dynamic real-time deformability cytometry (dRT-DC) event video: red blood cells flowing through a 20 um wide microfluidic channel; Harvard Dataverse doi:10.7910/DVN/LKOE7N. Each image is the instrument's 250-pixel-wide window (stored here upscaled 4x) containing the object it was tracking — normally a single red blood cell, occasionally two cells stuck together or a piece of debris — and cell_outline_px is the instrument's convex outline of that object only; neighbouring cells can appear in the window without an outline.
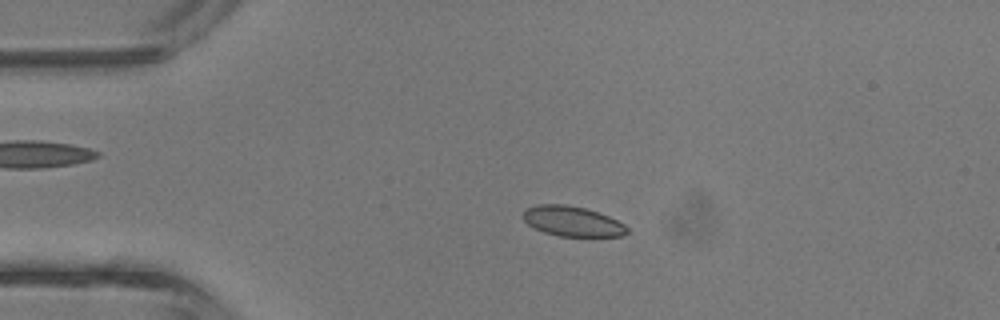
{"species": "common noctule bat (a hibernating species)", "species_latin": "Nyctalus noctula", "temperature_condition": "room temperature", "stored_images_in_passage": 41, "camera_frame_rate_fps": 3000, "um_per_image_px": 0.085, "animal": {"sex": "male", "body_mass_g": 13.3}, "frame": {"image": 1, "passage_image": 9, "time_ms": 2.667, "image_size_px": [1000, 320], "cell_outline_px": [[628, 232], [620, 236], [560, 236], [544, 232], [528, 224], [524, 220], [524, 212], [528, 208], [536, 204], [564, 204], [584, 208], [608, 216], [624, 224], [628, 228]], "centroid_in_image_um": [48.65, 18.81], "position_along_channel_um": 36.3, "area_um2": 17.92}}
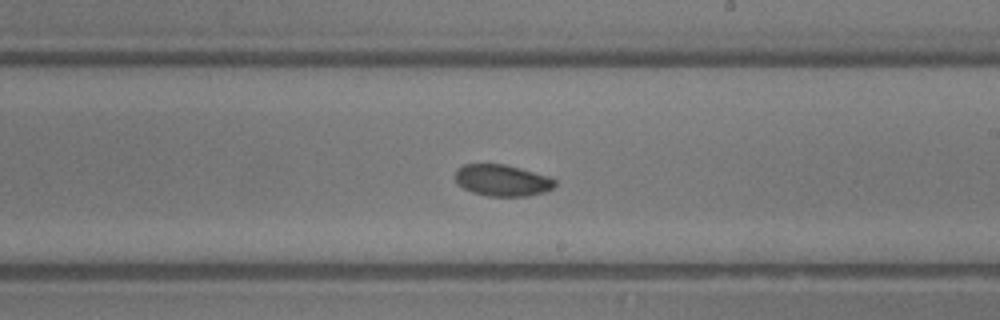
{"frame": {"image": 2, "passage_image": 24, "time_ms": 7.667, "image_size_px": [1000, 320], "cell_outline_px": [[556, 184], [552, 188], [544, 192], [528, 196], [488, 196], [472, 192], [464, 188], [456, 180], [456, 168], [464, 164], [504, 164], [520, 168], [548, 176], [556, 180]], "centroid_in_image_um": [42.7, 15.33], "position_along_channel_um": 246.3, "area_um2": 18.21}}
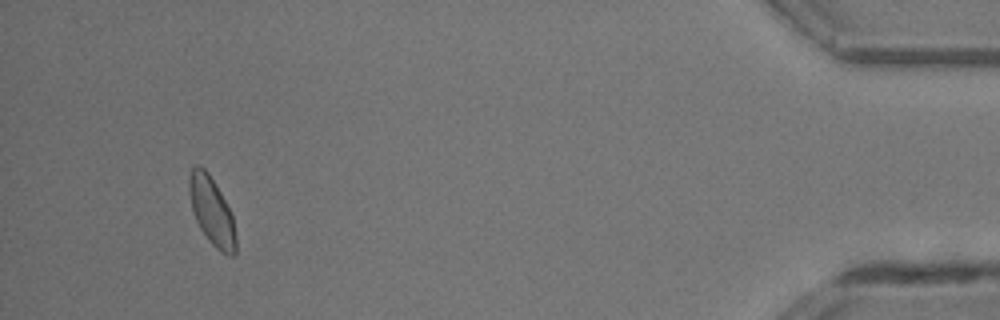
{"frame": {"image": 3, "passage_image": 39, "time_ms": 12.667, "image_size_px": [1000, 320], "cell_outline_px": [[236, 252], [232, 256], [228, 256], [220, 252], [208, 240], [200, 228], [196, 220], [192, 208], [188, 188], [188, 180], [192, 168], [196, 164], [200, 164], [208, 172], [220, 192], [232, 216], [236, 236]], "centroid_in_image_um": [17.99, 17.95], "position_along_channel_um": 417.2, "area_um2": 18.38}, "authors_computed_cell_mechanics": {"area_um2": 18.496, "velocity_mm_per_s": 4.9331, "shape_relaxation_time_tau1_ms": 3.3269, "shape_relaxation_time_tau2_ms": null, "deformation_change_tau1": 0.0959, "deformation_change_tau2": null}}